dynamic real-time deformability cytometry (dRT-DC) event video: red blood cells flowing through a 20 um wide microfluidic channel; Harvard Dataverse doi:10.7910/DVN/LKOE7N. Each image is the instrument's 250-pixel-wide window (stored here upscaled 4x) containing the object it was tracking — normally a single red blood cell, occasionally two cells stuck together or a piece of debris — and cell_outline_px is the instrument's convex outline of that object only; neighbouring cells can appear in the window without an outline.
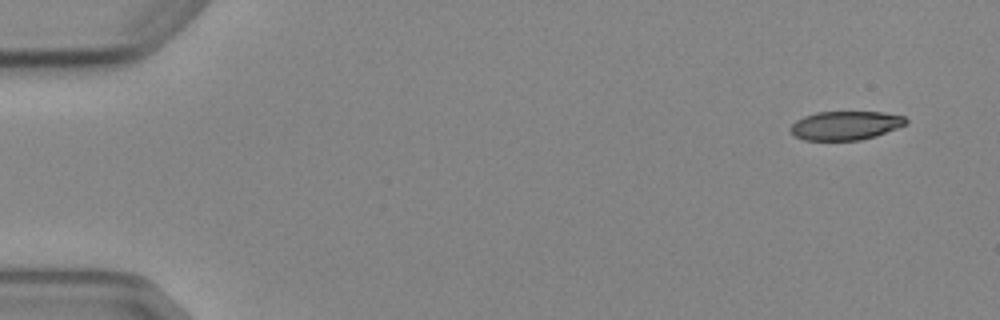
{"species": "Egyptian fruit bat (a non-hibernating species)", "species_latin": "Rousettus aegyptiacus", "temperature_condition": "cold", "stored_images_in_passage": 7, "camera_frame_rate_fps": 3000, "um_per_image_px": 0.085, "animal": {"sex": "female"}, "frame": {"image": 1, "passage_image": 1, "time_ms": 0.0, "image_size_px": [1000, 320], "cell_outline_px": [[908, 124], [876, 136], [860, 140], [804, 140], [796, 136], [792, 132], [792, 124], [796, 120], [804, 116], [816, 112], [884, 112], [904, 116], [908, 120]], "centroid_in_image_um": [71.92, 10.66], "position_along_channel_um": 13.1, "area_um2": 19.36}}
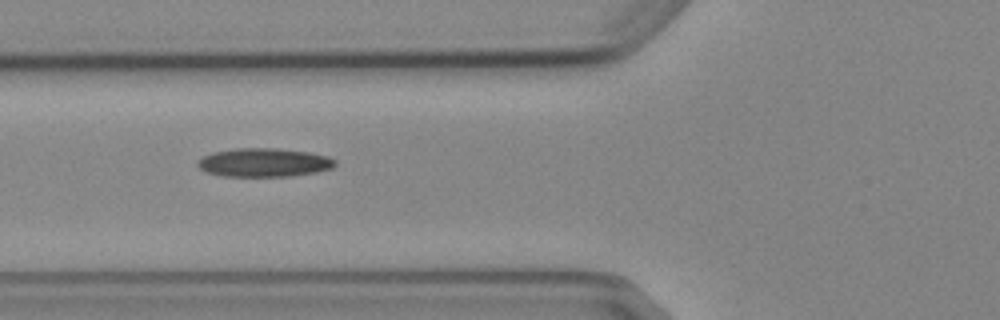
{"frame": {"image": 2, "passage_image": 6, "time_ms": 5.667, "image_size_px": [1000, 320], "cell_outline_px": [[336, 164], [332, 168], [316, 172], [292, 176], [220, 176], [204, 172], [196, 164], [196, 160], [212, 152], [236, 148], [272, 148], [308, 152], [328, 156], [336, 160]], "centroid_in_image_um": [22.4, 13.82], "position_along_channel_um": 103.4, "area_um2": 23.06}}
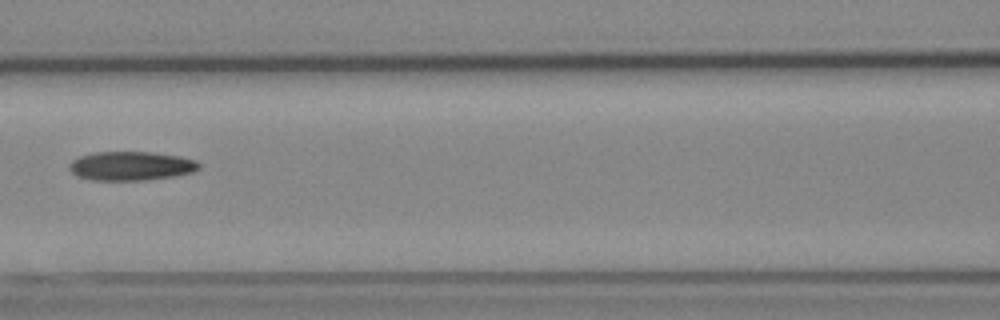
{"frame": {"image": 3, "passage_image": 7, "time_ms": 7.0, "image_size_px": [1000, 320], "cell_outline_px": [[200, 168], [192, 172], [176, 176], [144, 180], [88, 180], [76, 176], [68, 168], [68, 164], [72, 160], [80, 156], [96, 152], [152, 152], [180, 156], [196, 160], [200, 164]], "centroid_in_image_um": [11.13, 14.11], "position_along_channel_um": 155.5, "area_um2": 22.08}}